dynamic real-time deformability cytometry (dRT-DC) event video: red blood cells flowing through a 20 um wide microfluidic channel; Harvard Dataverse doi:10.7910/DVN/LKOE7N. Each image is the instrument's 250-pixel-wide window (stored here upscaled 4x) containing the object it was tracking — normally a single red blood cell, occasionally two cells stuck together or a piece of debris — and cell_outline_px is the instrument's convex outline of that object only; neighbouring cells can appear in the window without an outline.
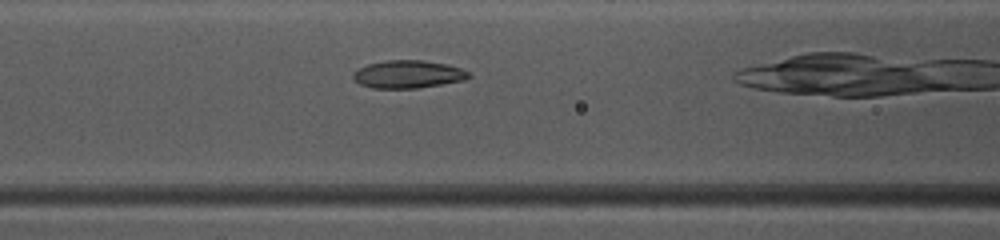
{"species": "common noctule bat (a hibernating species)", "species_latin": "Nyctalus noctula", "temperature_condition": "warm", "stored_images_in_passage": 24, "camera_frame_rate_fps": 3000, "um_per_image_px": 0.085, "animal": {"sex": "female", "body_mass_g": 10.0, "forearm_length_mm": 53.1}, "frame": {"image": 1, "passage_image": 5, "time_ms": 1.333, "image_size_px": [1000, 240], "cell_outline_px": [[472, 76], [464, 80], [420, 88], [372, 88], [360, 84], [352, 76], [352, 72], [368, 64], [388, 60], [424, 60], [448, 64], [472, 72]], "centroid_in_image_um": [34.73, 6.31], "position_along_channel_um": 131.9, "area_um2": 18.84}}
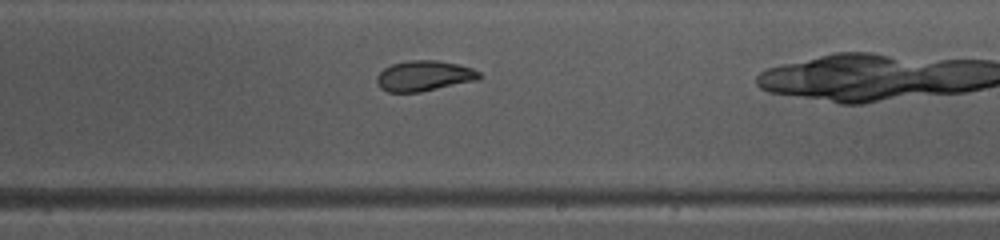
{"frame": {"image": 2, "passage_image": 14, "time_ms": 4.333, "image_size_px": [1000, 240], "cell_outline_px": [[484, 76], [480, 80], [420, 92], [388, 92], [380, 88], [376, 80], [376, 76], [384, 68], [392, 64], [408, 60], [436, 60], [456, 64], [472, 68], [480, 72]], "centroid_in_image_um": [36.08, 6.45], "position_along_channel_um": 252.9, "area_um2": 18.38}}
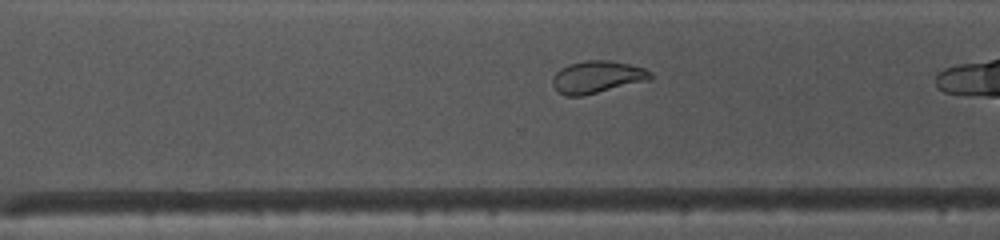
{"frame": {"image": 3, "passage_image": 19, "time_ms": 6.0, "image_size_px": [1000, 240], "cell_outline_px": [[652, 76], [648, 80], [584, 96], [564, 96], [552, 84], [552, 76], [560, 68], [568, 64], [588, 60], [608, 60], [628, 64], [644, 68], [652, 72]], "centroid_in_image_um": [50.73, 6.55], "position_along_channel_um": 319.9, "area_um2": 18.38}}